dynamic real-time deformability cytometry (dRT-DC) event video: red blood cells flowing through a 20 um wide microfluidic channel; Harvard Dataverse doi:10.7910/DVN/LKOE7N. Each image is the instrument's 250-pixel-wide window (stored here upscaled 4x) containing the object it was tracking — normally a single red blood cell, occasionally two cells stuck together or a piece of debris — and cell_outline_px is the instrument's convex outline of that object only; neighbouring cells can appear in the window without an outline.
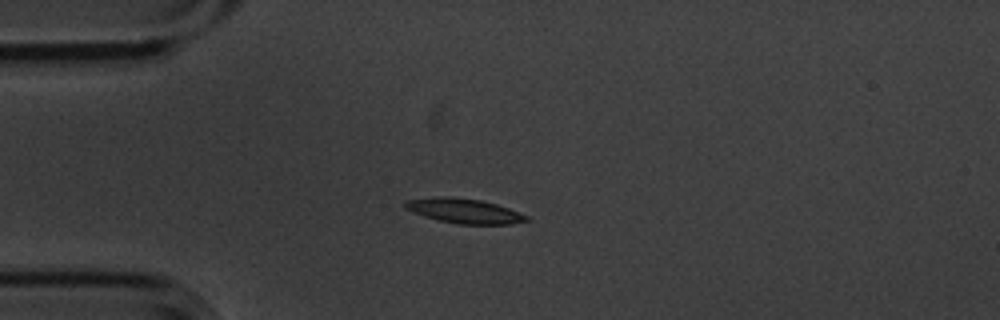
{"species": "common noctule bat (a hibernating species)", "species_latin": "Nyctalus noctula", "temperature_condition": "cold", "stored_images_in_passage": 5, "camera_frame_rate_fps": 3000, "um_per_image_px": 0.085, "animal": {"sex": "male", "body_mass_g": 20.1, "forearm_length_mm": 53.5}, "frame": {"image": 1, "passage_image": 4, "time_ms": 1.0, "image_size_px": [1000, 320], "cell_outline_px": [[532, 220], [512, 224], [460, 224], [440, 220], [424, 216], [412, 212], [404, 208], [404, 204], [408, 200], [444, 196], [448, 196], [480, 200], [496, 204], [508, 208], [528, 216]], "centroid_in_image_um": [39.49, 17.93], "position_along_channel_um": 45.5, "area_um2": 17.28}}